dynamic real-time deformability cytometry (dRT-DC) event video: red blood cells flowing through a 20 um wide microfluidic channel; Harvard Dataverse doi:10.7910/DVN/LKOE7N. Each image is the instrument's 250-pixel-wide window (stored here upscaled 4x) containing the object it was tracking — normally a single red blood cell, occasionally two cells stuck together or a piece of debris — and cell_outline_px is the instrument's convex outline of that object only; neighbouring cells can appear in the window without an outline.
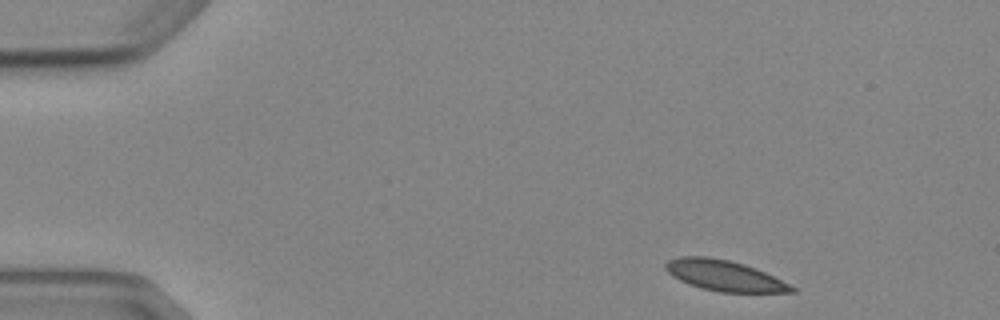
{"species": "Egyptian fruit bat (a non-hibernating species)", "species_latin": "Rousettus aegyptiacus", "temperature_condition": "cold", "stored_images_in_passage": 3, "camera_frame_rate_fps": 3000, "um_per_image_px": 0.085, "animal": {"sex": "female"}, "frame": {"image": 1, "passage_image": 1, "time_ms": 0.0, "image_size_px": [1000, 320], "cell_outline_px": [[796, 292], [720, 292], [700, 288], [688, 284], [672, 276], [664, 268], [664, 264], [668, 260], [680, 256], [708, 256], [728, 260], [744, 264], [756, 268], [796, 288]], "centroid_in_image_um": [61.51, 23.42], "position_along_channel_um": 23.5, "area_um2": 22.43}}